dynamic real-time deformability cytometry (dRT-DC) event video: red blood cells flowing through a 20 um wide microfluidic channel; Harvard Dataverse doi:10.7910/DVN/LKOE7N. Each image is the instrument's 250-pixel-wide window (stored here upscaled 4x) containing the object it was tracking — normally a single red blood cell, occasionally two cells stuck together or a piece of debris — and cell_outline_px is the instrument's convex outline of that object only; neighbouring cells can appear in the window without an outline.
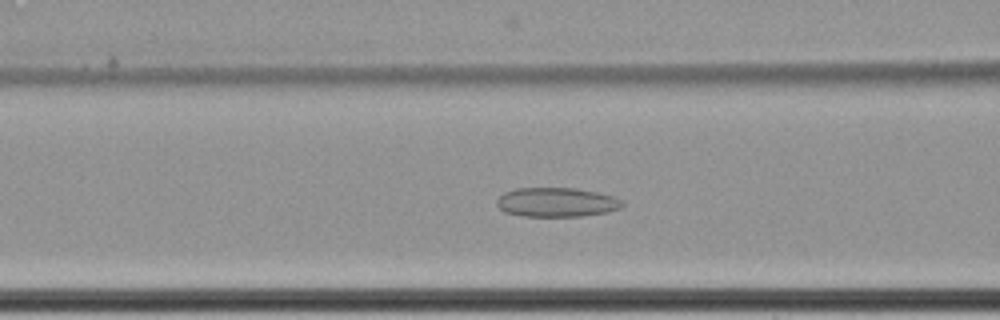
{"species": "common noctule bat (a hibernating species)", "species_latin": "Nyctalus noctula", "temperature_condition": "cold", "stored_images_in_passage": 60, "camera_frame_rate_fps": 3000, "um_per_image_px": 0.085, "animal": {"sex": "female", "body_mass_g": 22.7, "forearm_length_mm": 54.2}, "frame": {"image": 1, "passage_image": 31, "time_ms": 10.0, "image_size_px": [1000, 320], "cell_outline_px": [[624, 204], [620, 208], [608, 212], [584, 216], [520, 216], [504, 212], [496, 204], [496, 200], [504, 192], [516, 188], [576, 188], [596, 192], [612, 196], [624, 200]], "centroid_in_image_um": [47.31, 17.19], "position_along_channel_um": 119.3, "area_um2": 21.56}}
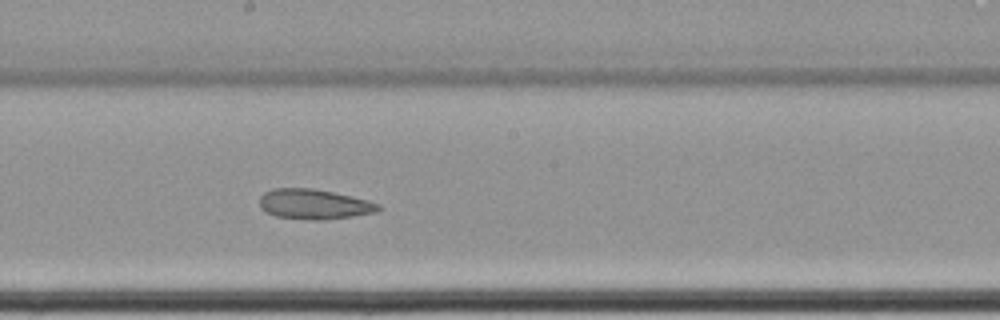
{"frame": {"image": 2, "passage_image": 40, "time_ms": 13.0, "image_size_px": [1000, 320], "cell_outline_px": [[380, 208], [376, 212], [352, 216], [324, 220], [316, 220], [276, 216], [260, 208], [260, 196], [264, 192], [272, 188], [312, 188], [352, 196], [368, 200], [380, 204]], "centroid_in_image_um": [26.69, 17.34], "position_along_channel_um": 221.5, "area_um2": 20.69}}
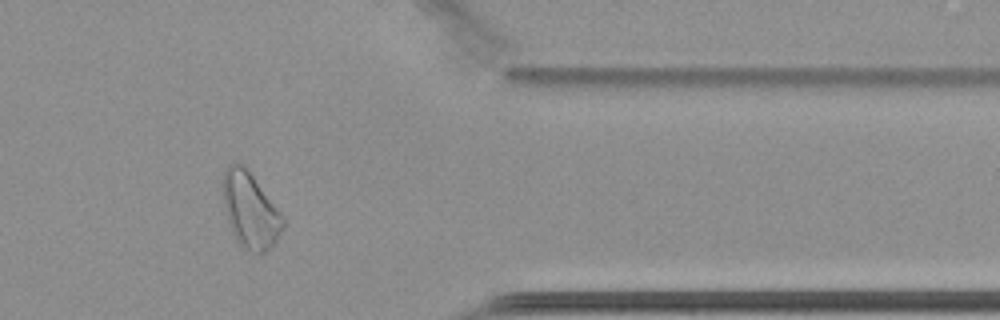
{"frame": {"image": 3, "passage_image": 56, "time_ms": 18.333, "image_size_px": [1000, 320], "cell_outline_px": [[284, 228], [276, 240], [264, 252], [256, 256], [244, 248], [236, 240], [228, 220], [224, 208], [224, 172], [228, 164], [232, 160], [240, 164], [252, 176], [280, 212], [284, 220]], "centroid_in_image_um": [21.27, 17.92], "position_along_channel_um": 390.1, "area_um2": 25.84}}